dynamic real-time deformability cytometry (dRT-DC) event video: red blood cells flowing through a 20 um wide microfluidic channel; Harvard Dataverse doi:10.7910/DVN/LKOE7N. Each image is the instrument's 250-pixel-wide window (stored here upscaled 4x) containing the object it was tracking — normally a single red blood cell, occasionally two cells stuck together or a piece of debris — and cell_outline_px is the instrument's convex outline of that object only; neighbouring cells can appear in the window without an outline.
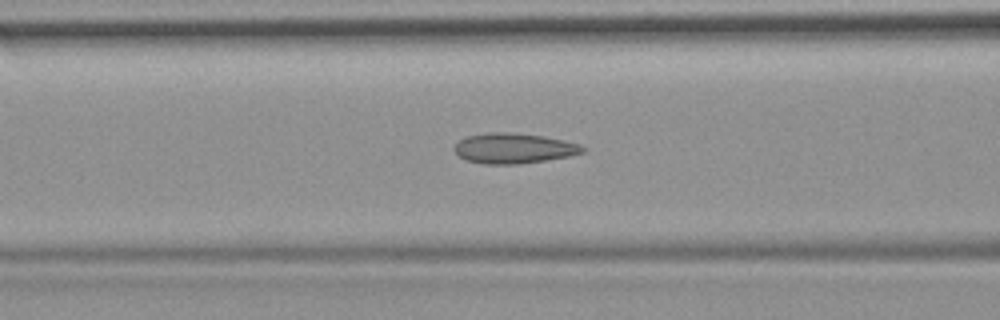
{"species": "common noctule bat (a hibernating species)", "species_latin": "Nyctalus noctula", "temperature_condition": "room temperature", "stored_images_in_passage": 32, "camera_frame_rate_fps": 3000, "um_per_image_px": 0.085, "animal": {"sex": "female", "body_mass_g": 19.9}, "frame": {"image": 1, "passage_image": 7, "time_ms": 2.0, "image_size_px": [1000, 320], "cell_outline_px": [[588, 148], [584, 152], [568, 156], [544, 160], [516, 164], [484, 164], [464, 160], [452, 148], [460, 140], [468, 136], [496, 132], [512, 132], [544, 136], [580, 144]], "centroid_in_image_um": [43.68, 12.61], "position_along_channel_um": 122.9, "area_um2": 22.48}}
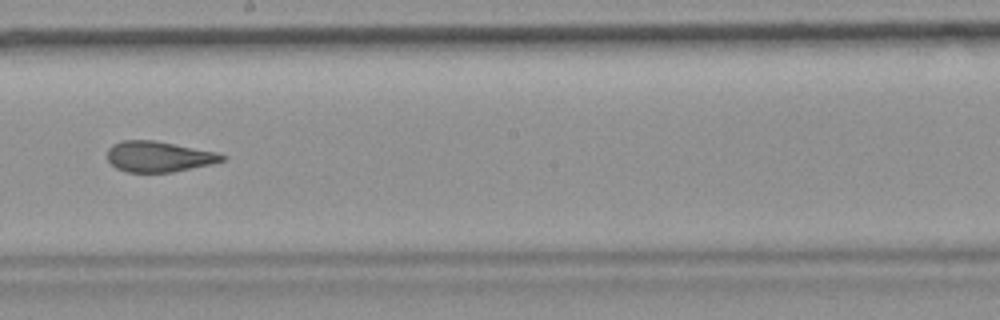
{"frame": {"image": 2, "passage_image": 16, "time_ms": 5.0, "image_size_px": [1000, 320], "cell_outline_px": [[228, 156], [224, 160], [212, 164], [172, 172], [128, 172], [116, 168], [108, 160], [108, 148], [112, 144], [120, 140], [156, 140], [216, 152]], "centroid_in_image_um": [13.49, 13.3], "position_along_channel_um": 234.7, "area_um2": 20.58}}
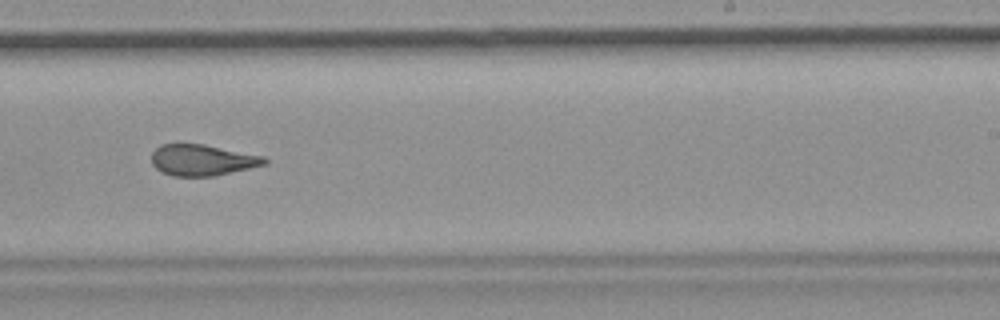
{"frame": {"image": 3, "passage_image": 19, "time_ms": 6.0, "image_size_px": [1000, 320], "cell_outline_px": [[268, 164], [216, 176], [172, 176], [160, 172], [152, 164], [152, 152], [160, 144], [204, 144], [264, 156], [268, 160]], "centroid_in_image_um": [17.21, 13.61], "position_along_channel_um": 271.8, "area_um2": 20.69}, "authors_computed_cell_mechanics": {"area_um2": 21.3571, "velocity_mm_per_s": 3.7342, "shape_relaxation_time_tau1_ms": null, "shape_relaxation_time_tau2_ms": 1.9955, "deformation_change_tau1": null, "deformation_change_tau2": 0.0967}}